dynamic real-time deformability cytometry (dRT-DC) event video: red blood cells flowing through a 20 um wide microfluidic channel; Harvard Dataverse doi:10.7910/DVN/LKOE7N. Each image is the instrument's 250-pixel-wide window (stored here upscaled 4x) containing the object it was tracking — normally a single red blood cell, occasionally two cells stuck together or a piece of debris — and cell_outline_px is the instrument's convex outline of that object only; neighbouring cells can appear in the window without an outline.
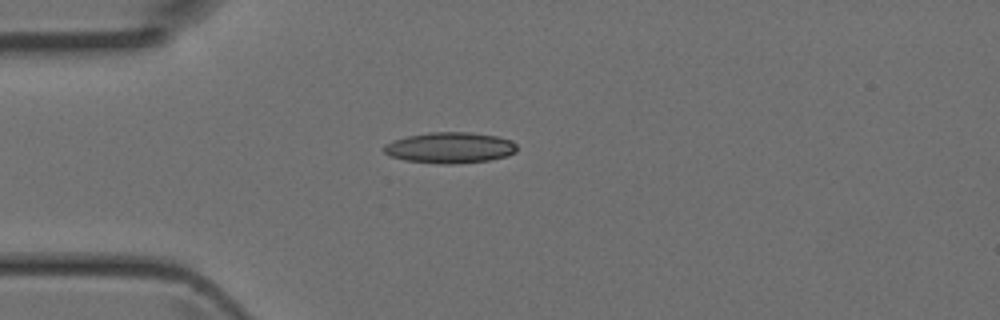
{"species": "Egyptian fruit bat (a non-hibernating species)", "species_latin": "Rousettus aegyptiacus", "temperature_condition": "room temperature", "stored_images_in_passage": 4, "camera_frame_rate_fps": 3000, "um_per_image_px": 0.085, "animal": {"sex": "female"}, "frame": {"image": 1, "passage_image": 4, "time_ms": 1.0, "image_size_px": [1000, 320], "cell_outline_px": [[516, 152], [508, 156], [488, 160], [452, 164], [440, 164], [404, 160], [388, 156], [384, 152], [384, 144], [392, 140], [408, 136], [428, 132], [472, 132], [496, 136], [512, 140], [516, 144]], "centroid_in_image_um": [38.23, 12.55], "position_along_channel_um": 46.8, "area_um2": 24.16}}